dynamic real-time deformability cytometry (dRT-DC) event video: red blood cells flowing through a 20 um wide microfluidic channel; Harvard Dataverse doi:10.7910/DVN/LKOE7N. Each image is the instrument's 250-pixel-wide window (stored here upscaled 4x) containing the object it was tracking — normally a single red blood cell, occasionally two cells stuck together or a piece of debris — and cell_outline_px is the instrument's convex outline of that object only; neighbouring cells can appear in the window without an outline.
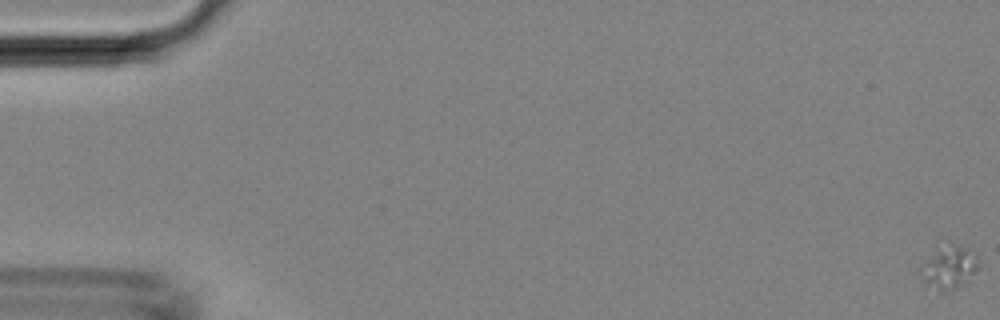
{"species": "Egyptian fruit bat (a non-hibernating species)", "species_latin": "Rousettus aegyptiacus", "temperature_condition": "room temperature", "stored_images_in_passage": 47, "camera_frame_rate_fps": 3000, "um_per_image_px": 0.085, "animal": {"sex": "female"}, "frame": {"image": 1, "passage_image": 1, "time_ms": 0.0, "image_size_px": [1000, 320], "cell_outline_px": [[980, 268], [972, 284], [944, 292], [940, 292], [924, 288], [920, 276], [920, 264], [952, 244], [956, 244], [968, 248], [976, 256]], "centroid_in_image_um": [80.72, 22.89], "position_along_channel_um": 4.3, "area_um2": 15.09}}
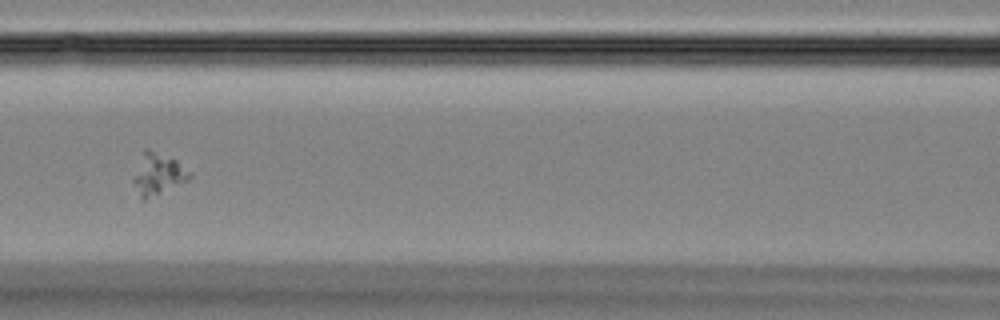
{"frame": {"image": 2, "passage_image": 22, "time_ms": 7.0, "image_size_px": [1000, 320], "cell_outline_px": [[192, 176], [188, 180], [144, 200], [140, 200], [132, 180], [144, 148], [148, 148], [176, 160], [192, 172]], "centroid_in_image_um": [13.42, 14.79], "position_along_channel_um": 153.2, "area_um2": 13.47}}
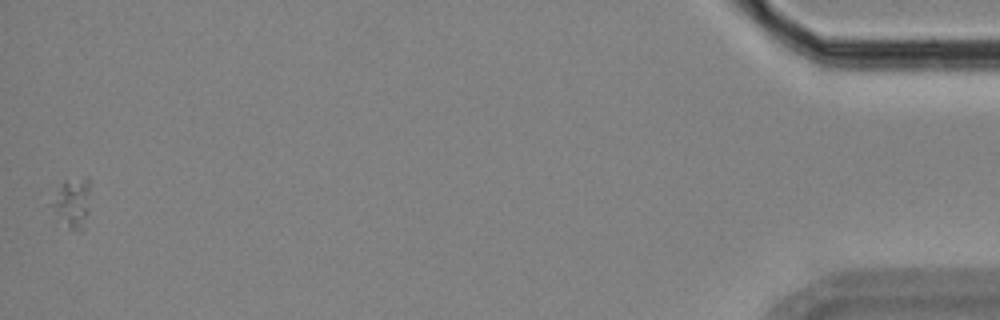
{"frame": {"image": 3, "passage_image": 47, "time_ms": 15.333, "image_size_px": [1000, 320], "cell_outline_px": [[88, 212], [84, 232], [80, 232], [68, 228], [52, 204], [60, 184], [64, 180], [88, 176]], "centroid_in_image_um": [6.21, 17.24], "position_along_channel_um": 429.0, "area_um2": 10.69}}